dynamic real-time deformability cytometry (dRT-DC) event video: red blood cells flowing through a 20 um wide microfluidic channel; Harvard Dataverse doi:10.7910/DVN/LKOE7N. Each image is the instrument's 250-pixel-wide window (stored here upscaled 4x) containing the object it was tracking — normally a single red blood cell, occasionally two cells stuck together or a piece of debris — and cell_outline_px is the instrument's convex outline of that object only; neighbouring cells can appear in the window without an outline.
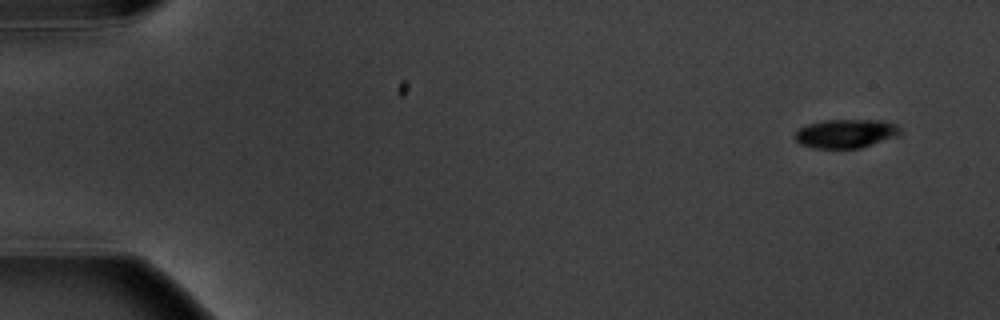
{"species": "common noctule bat (a hibernating species)", "species_latin": "Nyctalus noctula", "temperature_condition": "warm", "stored_images_in_passage": 6, "camera_frame_rate_fps": 3000, "um_per_image_px": 0.085, "animal": {"sex": "male", "body_mass_g": 20.1, "forearm_length_mm": 53.5}, "frame": {"image": 1, "passage_image": 1, "time_ms": 0.0, "image_size_px": [1000, 320], "cell_outline_px": [[900, 136], [860, 148], [816, 148], [800, 144], [792, 136], [800, 128], [808, 124], [824, 120], [884, 120], [896, 124], [900, 128]], "centroid_in_image_um": [71.92, 11.35], "position_along_channel_um": 13.1, "area_um2": 17.8}}